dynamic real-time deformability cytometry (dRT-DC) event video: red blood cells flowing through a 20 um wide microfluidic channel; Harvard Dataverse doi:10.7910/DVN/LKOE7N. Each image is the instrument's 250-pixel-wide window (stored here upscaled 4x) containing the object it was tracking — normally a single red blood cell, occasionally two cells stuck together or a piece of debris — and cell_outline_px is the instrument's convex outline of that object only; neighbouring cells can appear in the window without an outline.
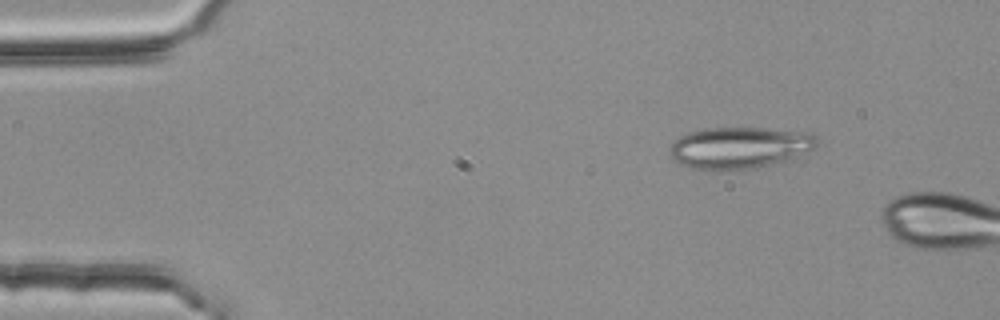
{"species": "common noctule bat (a hibernating species)", "species_latin": "Nyctalus noctula", "temperature_condition": "room temperature", "stored_images_in_passage": 9, "camera_frame_rate_fps": 3000, "um_per_image_px": 0.085, "animal": {"sex": "female", "body_mass_g": 25.1}, "frame": {"image": 1, "passage_image": 7, "time_ms": 2.0, "image_size_px": [1000, 320], "cell_outline_px": [[820, 140], [816, 148], [788, 160], [748, 168], [692, 168], [676, 164], [672, 160], [668, 152], [672, 144], [680, 136], [688, 132], [704, 128], [768, 128], [812, 132]], "centroid_in_image_um": [62.88, 12.51], "position_along_channel_um": 22.1, "area_um2": 35.55}}